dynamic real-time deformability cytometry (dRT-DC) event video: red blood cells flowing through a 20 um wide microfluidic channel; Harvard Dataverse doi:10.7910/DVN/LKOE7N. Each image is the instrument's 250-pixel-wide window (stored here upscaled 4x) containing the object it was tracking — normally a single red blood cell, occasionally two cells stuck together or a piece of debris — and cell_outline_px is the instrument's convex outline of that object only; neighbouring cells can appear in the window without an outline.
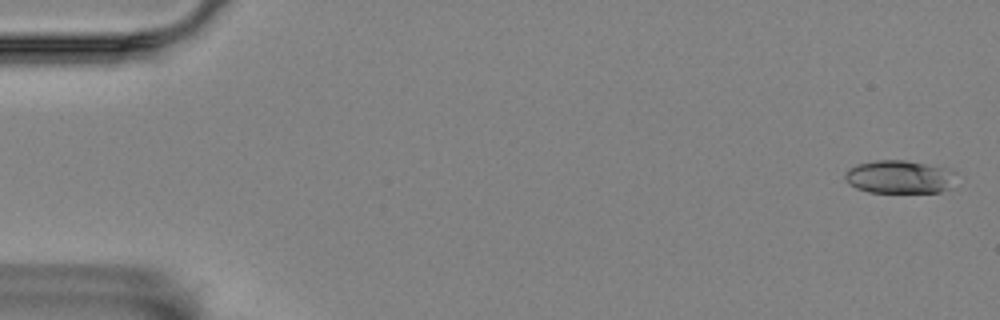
{"species": "Egyptian fruit bat (a non-hibernating species)", "species_latin": "Rousettus aegyptiacus", "temperature_condition": "room temperature", "stored_images_in_passage": 6, "camera_frame_rate_fps": 3000, "um_per_image_px": 0.085, "animal": {"sex": "female"}, "frame": {"image": 1, "passage_image": 1, "time_ms": 0.0, "image_size_px": [1000, 320], "cell_outline_px": [[956, 172], [948, 188], [940, 192], [868, 192], [856, 188], [848, 184], [844, 180], [844, 176], [848, 168], [856, 164], [876, 160], [904, 160], [944, 168]], "centroid_in_image_um": [76.36, 15.04], "position_along_channel_um": 8.6, "area_um2": 21.27}}